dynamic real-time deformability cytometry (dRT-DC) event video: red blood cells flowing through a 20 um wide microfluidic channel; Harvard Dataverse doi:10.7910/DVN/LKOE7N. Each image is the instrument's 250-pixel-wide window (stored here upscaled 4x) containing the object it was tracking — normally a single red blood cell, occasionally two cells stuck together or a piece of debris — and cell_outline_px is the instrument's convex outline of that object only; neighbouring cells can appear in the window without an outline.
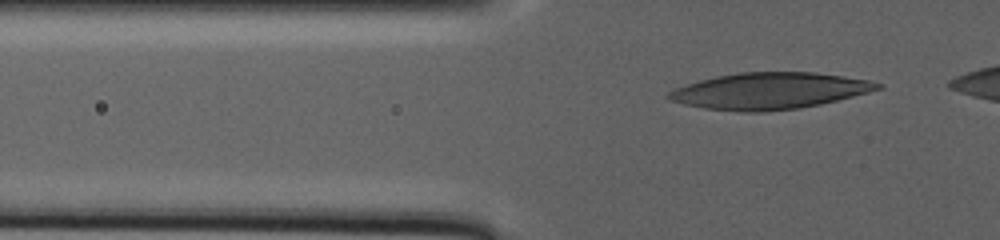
{"species": "human", "species_latin": "Homo sapiens", "temperature_condition": "warm", "stored_images_in_passage": 74, "camera_frame_rate_fps": 3000, "um_per_image_px": 0.085, "donor": {"sex": "male"}, "frame": {"image": 1, "passage_image": 8, "time_ms": 2.333, "image_size_px": [1000, 240], "cell_outline_px": [[884, 88], [820, 104], [796, 108], [764, 112], [740, 112], [704, 108], [684, 104], [668, 100], [664, 96], [668, 92], [676, 88], [700, 80], [716, 76], [736, 72], [816, 72], [844, 76], [868, 80], [884, 84]], "centroid_in_image_um": [65.38, 7.72], "position_along_channel_um": 60.4, "area_um2": 44.39}}
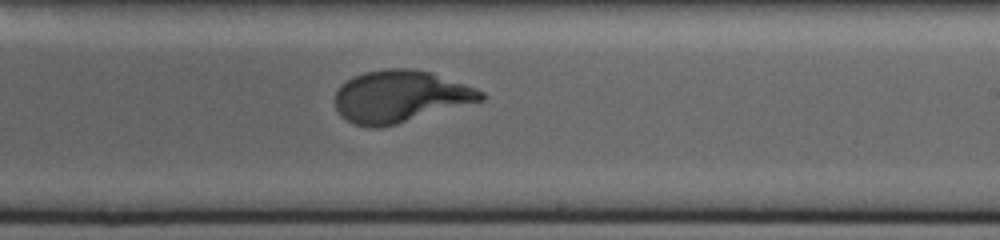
{"frame": {"image": 2, "passage_image": 45, "time_ms": 14.667, "image_size_px": [1000, 240], "cell_outline_px": [[484, 100], [396, 124], [380, 128], [368, 128], [352, 124], [340, 116], [336, 112], [332, 100], [340, 84], [352, 76], [364, 72], [384, 68], [412, 68], [432, 72], [476, 88], [484, 92]], "centroid_in_image_um": [33.94, 8.2], "position_along_channel_um": 255.1, "area_um2": 44.91}}
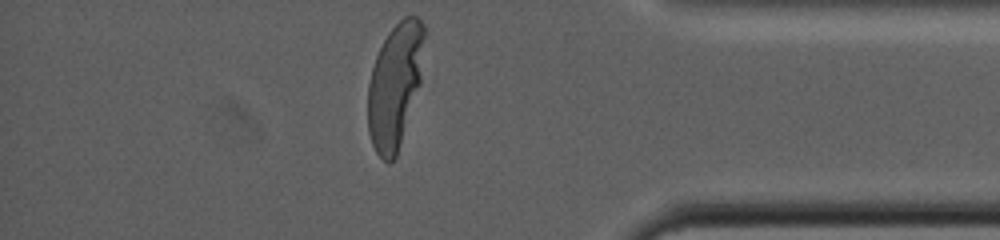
{"frame": {"image": 3, "passage_image": 73, "time_ms": 24.0, "image_size_px": [1000, 240], "cell_outline_px": [[428, 32], [420, 84], [396, 156], [388, 164], [376, 152], [372, 144], [368, 132], [368, 84], [372, 68], [376, 56], [388, 32], [404, 16], [416, 16], [424, 24]], "centroid_in_image_um": [33.61, 7.2], "position_along_channel_um": 401.6, "area_um2": 41.44}}